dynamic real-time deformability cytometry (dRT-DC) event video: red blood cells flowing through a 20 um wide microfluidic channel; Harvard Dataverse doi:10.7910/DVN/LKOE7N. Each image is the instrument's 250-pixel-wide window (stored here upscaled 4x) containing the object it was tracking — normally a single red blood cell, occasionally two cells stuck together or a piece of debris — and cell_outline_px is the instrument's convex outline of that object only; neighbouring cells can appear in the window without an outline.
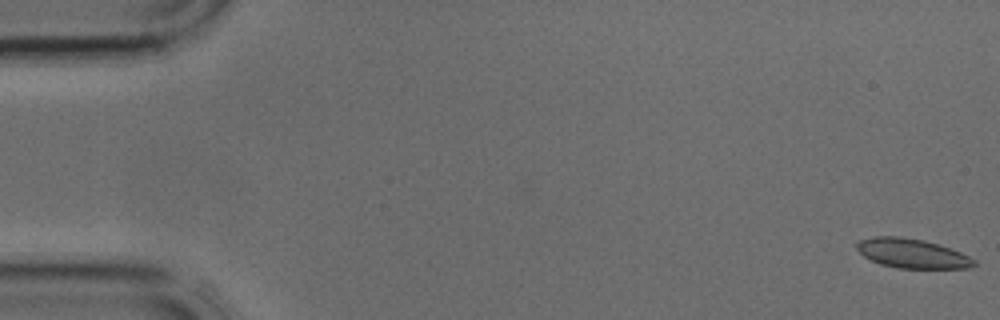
{"species": "common noctule bat (a hibernating species)", "species_latin": "Nyctalus noctula", "temperature_condition": "cold", "stored_images_in_passage": 24, "camera_frame_rate_fps": 3000, "um_per_image_px": 0.085, "animal": {"sex": "male", "body_mass_g": 17.9, "forearm_length_mm": 54.2}, "frame": {"image": 1, "passage_image": 1, "time_ms": 0.0, "image_size_px": [1000, 320], "cell_outline_px": [[976, 264], [972, 268], [900, 268], [880, 264], [864, 256], [856, 248], [856, 240], [872, 236], [900, 236], [924, 240], [940, 244], [960, 252], [976, 260]], "centroid_in_image_um": [77.51, 21.52], "position_along_channel_um": 7.5, "area_um2": 20.23}}
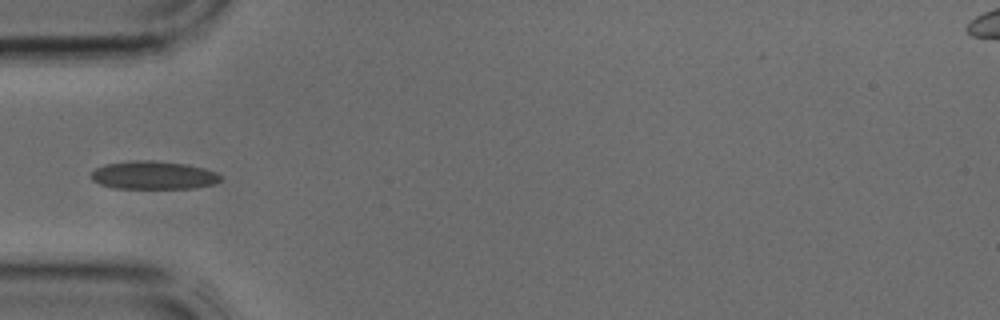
{"frame": {"image": 2, "passage_image": 13, "time_ms": 4.0, "image_size_px": [1000, 320], "cell_outline_px": [[220, 180], [212, 184], [196, 188], [116, 188], [100, 184], [92, 180], [92, 172], [96, 168], [104, 164], [136, 160], [152, 160], [188, 164], [204, 168], [216, 172], [220, 176]], "centroid_in_image_um": [13.04, 14.88], "position_along_channel_um": 72.0, "area_um2": 21.15}}
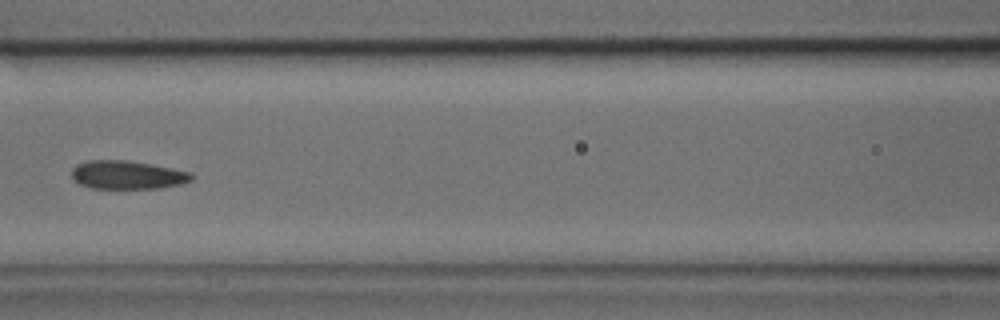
{"frame": {"image": 3, "passage_image": 18, "time_ms": 5.667, "image_size_px": [1000, 320], "cell_outline_px": [[196, 176], [192, 180], [180, 184], [160, 188], [92, 188], [80, 184], [72, 180], [72, 168], [76, 164], [88, 160], [128, 160], [152, 164], [192, 172]], "centroid_in_image_um": [10.84, 14.86], "position_along_channel_um": 155.8, "area_um2": 20.06}}